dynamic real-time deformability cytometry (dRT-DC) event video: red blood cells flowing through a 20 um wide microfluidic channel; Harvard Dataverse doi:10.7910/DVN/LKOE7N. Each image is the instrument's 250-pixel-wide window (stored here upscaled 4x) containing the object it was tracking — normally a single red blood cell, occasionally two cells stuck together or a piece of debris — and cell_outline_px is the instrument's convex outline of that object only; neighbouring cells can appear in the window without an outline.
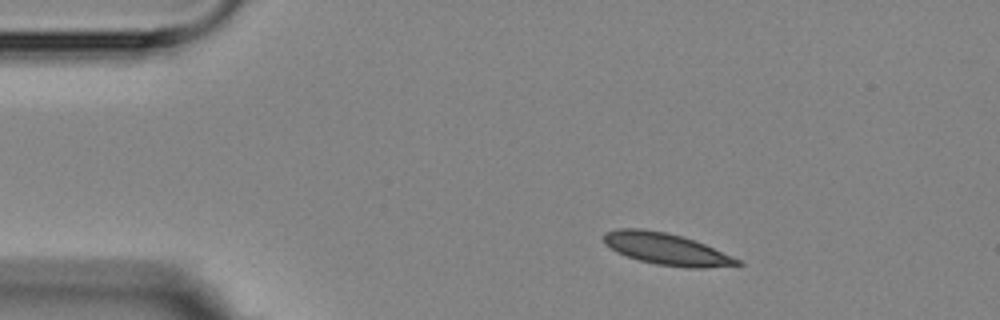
{"species": "Egyptian fruit bat (a non-hibernating species)", "species_latin": "Rousettus aegyptiacus", "temperature_condition": "room temperature", "stored_images_in_passage": 6, "camera_frame_rate_fps": 3000, "um_per_image_px": 0.085, "animal": {"sex": "female"}, "frame": {"image": 1, "passage_image": 2, "time_ms": 1.0, "image_size_px": [1000, 320], "cell_outline_px": [[744, 264], [704, 268], [684, 268], [656, 264], [636, 260], [616, 252], [604, 244], [604, 232], [616, 228], [640, 228], [664, 232], [680, 236], [704, 244], [732, 256], [740, 260]], "centroid_in_image_um": [56.58, 21.17], "position_along_channel_um": 28.4, "area_um2": 24.68}}
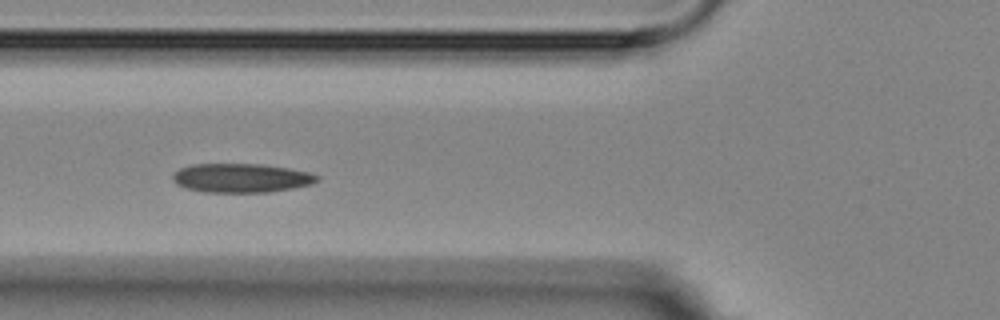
{"frame": {"image": 2, "passage_image": 5, "time_ms": 4.667, "image_size_px": [1000, 320], "cell_outline_px": [[320, 180], [312, 184], [292, 188], [268, 192], [204, 192], [184, 188], [176, 184], [172, 180], [172, 172], [180, 168], [192, 164], [260, 164], [288, 168], [308, 172], [320, 176]], "centroid_in_image_um": [20.47, 15.13], "position_along_channel_um": 105.3, "area_um2": 24.57}}
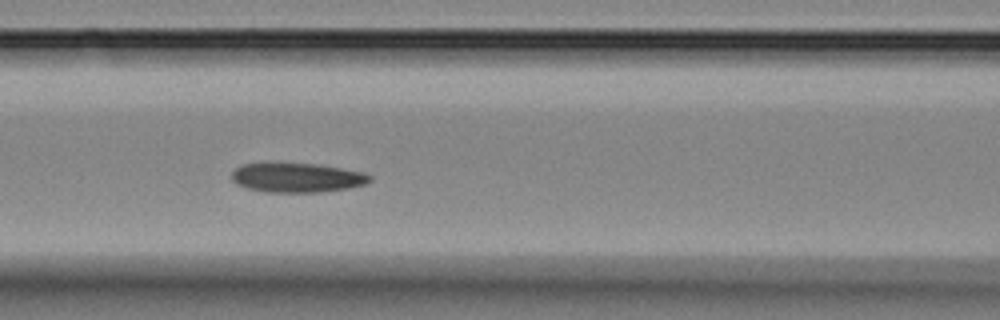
{"frame": {"image": 3, "passage_image": 6, "time_ms": 5.667, "image_size_px": [1000, 320], "cell_outline_px": [[372, 180], [364, 184], [348, 188], [320, 192], [264, 192], [248, 188], [236, 184], [232, 180], [232, 172], [240, 164], [264, 160], [272, 160], [316, 164], [364, 172], [372, 176]], "centroid_in_image_um": [25.16, 15.05], "position_along_channel_um": 141.4, "area_um2": 24.62}}